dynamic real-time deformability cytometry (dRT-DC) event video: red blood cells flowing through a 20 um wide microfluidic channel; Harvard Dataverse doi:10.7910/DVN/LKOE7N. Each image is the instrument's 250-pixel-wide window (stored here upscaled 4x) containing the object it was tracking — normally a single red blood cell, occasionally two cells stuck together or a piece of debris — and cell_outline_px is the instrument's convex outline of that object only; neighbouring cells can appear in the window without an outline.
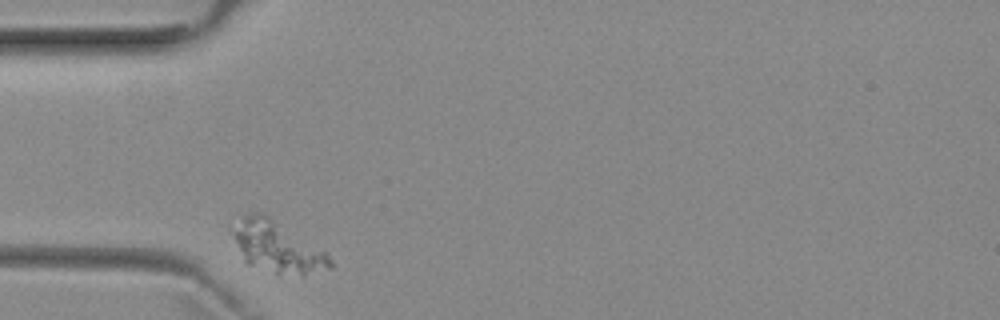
{"species": "common noctule bat (a hibernating species)", "species_latin": "Nyctalus noctula", "temperature_condition": "room temperature", "stored_images_in_passage": 35, "camera_frame_rate_fps": 3000, "um_per_image_px": 0.085, "animal": {"sex": "female", "body_mass_g": 29.2, "forearm_length_mm": 56.3}, "frame": {"image": 1, "passage_image": 1, "time_ms": 0.0, "image_size_px": [1000, 320], "cell_outline_px": [[332, 268], [304, 276], [276, 272], [244, 264], [236, 240], [236, 212], [260, 212], [268, 216], [324, 252], [332, 260]], "centroid_in_image_um": [23.52, 20.98], "position_along_channel_um": 61.5, "area_um2": 28.38}}
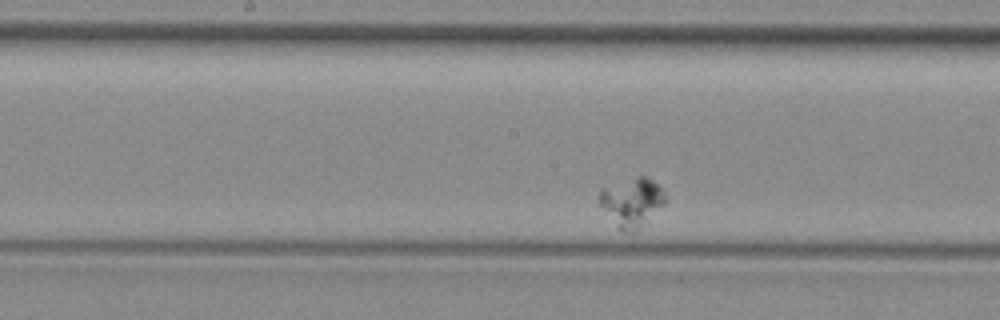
{"frame": {"image": 2, "passage_image": 14, "time_ms": 4.333, "image_size_px": [1000, 320], "cell_outline_px": [[668, 200], [648, 224], [636, 232], [620, 232], [600, 204], [600, 188], [636, 176], [644, 176], [652, 180], [660, 188]], "centroid_in_image_um": [53.74, 17.23], "position_along_channel_um": 194.5, "area_um2": 19.07}}
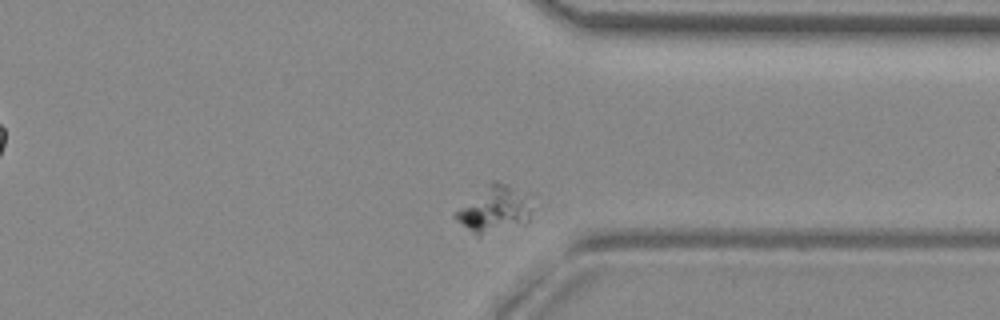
{"frame": {"image": 3, "passage_image": 30, "time_ms": 9.667, "image_size_px": [1000, 320], "cell_outline_px": [[532, 208], [528, 224], [480, 236], [476, 236], [456, 220], [452, 216], [460, 208], [492, 180], [496, 180], [508, 184]], "centroid_in_image_um": [41.98, 17.86], "position_along_channel_um": 369.4, "area_um2": 20.0}}